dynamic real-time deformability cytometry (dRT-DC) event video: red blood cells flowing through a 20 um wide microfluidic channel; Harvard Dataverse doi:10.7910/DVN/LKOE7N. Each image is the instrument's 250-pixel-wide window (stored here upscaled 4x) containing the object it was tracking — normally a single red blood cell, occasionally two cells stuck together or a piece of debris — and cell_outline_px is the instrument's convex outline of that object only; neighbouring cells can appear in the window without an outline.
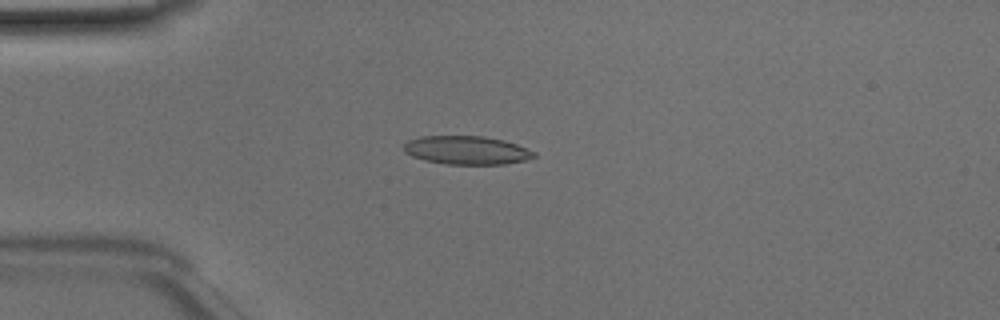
{"species": "Egyptian fruit bat (a non-hibernating species)", "species_latin": "Rousettus aegyptiacus", "temperature_condition": "room temperature", "stored_images_in_passage": 49, "camera_frame_rate_fps": 3000, "um_per_image_px": 0.085, "animal": {"sex": "male"}, "frame": {"image": 1, "passage_image": 13, "time_ms": 4.0, "image_size_px": [1000, 320], "cell_outline_px": [[536, 156], [524, 160], [504, 164], [448, 164], [424, 160], [412, 156], [404, 152], [404, 144], [408, 140], [420, 136], [484, 136], [504, 140], [516, 144], [536, 152]], "centroid_in_image_um": [39.65, 12.76], "position_along_channel_um": 45.3, "area_um2": 21.56}}
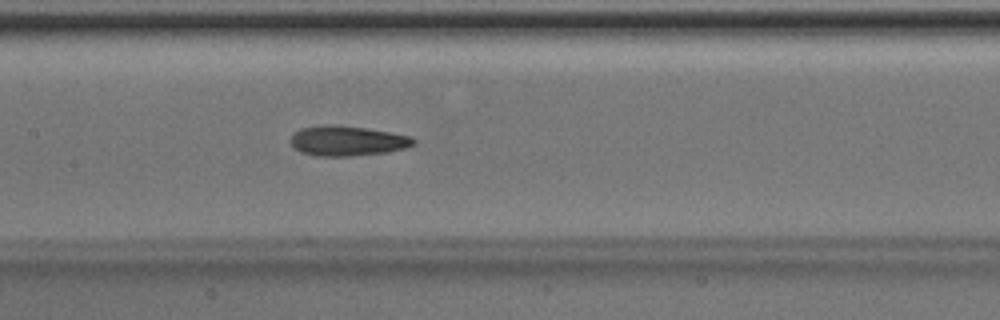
{"frame": {"image": 2, "passage_image": 24, "time_ms": 7.667, "image_size_px": [1000, 320], "cell_outline_px": [[416, 144], [408, 148], [388, 152], [348, 156], [316, 156], [300, 152], [288, 140], [292, 132], [300, 128], [332, 124], [364, 128], [412, 136], [416, 140]], "centroid_in_image_um": [29.52, 11.97], "position_along_channel_um": 177.9, "area_um2": 21.68}}
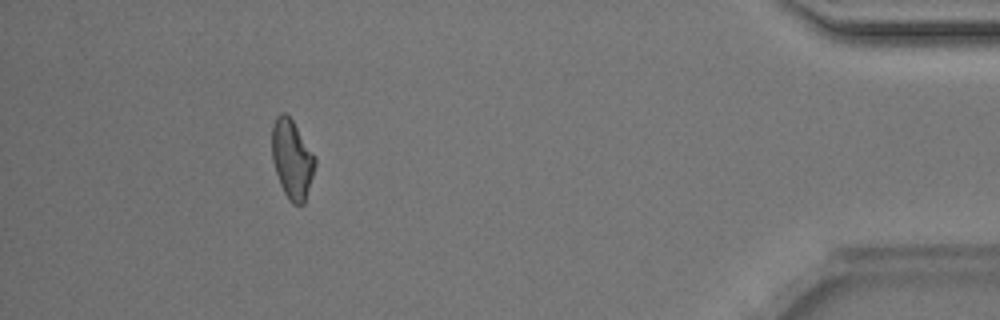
{"frame": {"image": 3, "passage_image": 45, "time_ms": 14.667, "image_size_px": [1000, 320], "cell_outline_px": [[316, 164], [304, 204], [292, 204], [288, 200], [280, 184], [272, 160], [272, 128], [276, 116], [280, 112], [284, 112], [292, 120], [316, 156]], "centroid_in_image_um": [24.82, 13.53], "position_along_channel_um": 410.4, "area_um2": 19.83}, "authors_computed_cell_mechanics": {"area_um2": 20.6924, "velocity_mm_per_s": 4.1318, "shape_relaxation_time_tau1_ms": 6.5789, "shape_relaxation_time_tau2_ms": 3.3684, "deformation_change_tau1": 0.2122, "deformation_change_tau2": 0.1256}}